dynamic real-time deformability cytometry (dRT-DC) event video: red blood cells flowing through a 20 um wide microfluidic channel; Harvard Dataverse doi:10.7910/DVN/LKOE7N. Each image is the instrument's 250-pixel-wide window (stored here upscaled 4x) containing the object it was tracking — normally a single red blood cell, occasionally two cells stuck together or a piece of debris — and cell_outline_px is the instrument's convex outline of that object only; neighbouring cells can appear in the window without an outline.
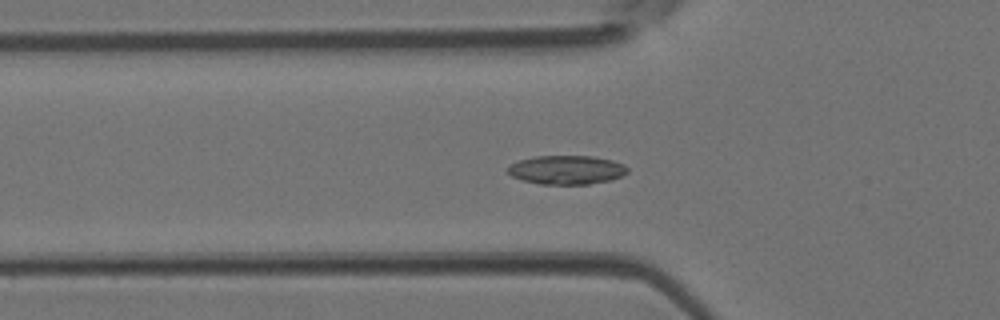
{"species": "Egyptian fruit bat (a non-hibernating species)", "species_latin": "Rousettus aegyptiacus", "temperature_condition": "room temperature", "stored_images_in_passage": 39, "camera_frame_rate_fps": 3000, "um_per_image_px": 0.085, "animal": {"sex": "female"}, "frame": {"image": 1, "passage_image": 7, "time_ms": 2.0, "image_size_px": [1000, 320], "cell_outline_px": [[628, 172], [612, 180], [588, 184], [540, 184], [524, 180], [512, 176], [508, 172], [508, 168], [512, 164], [520, 160], [536, 156], [592, 156], [612, 160], [624, 164], [628, 168]], "centroid_in_image_um": [48.2, 14.44], "position_along_channel_um": 77.6, "area_um2": 20.0}}
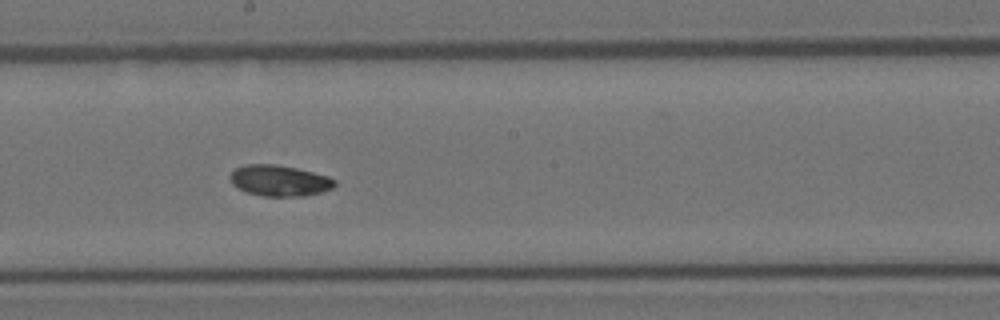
{"frame": {"image": 2, "passage_image": 17, "time_ms": 5.333, "image_size_px": [1000, 320], "cell_outline_px": [[336, 184], [332, 188], [320, 192], [304, 196], [264, 196], [248, 192], [232, 184], [228, 176], [236, 168], [244, 164], [276, 164], [296, 168], [328, 176], [336, 180]], "centroid_in_image_um": [23.74, 15.34], "position_along_channel_um": 224.5, "area_um2": 18.79}}
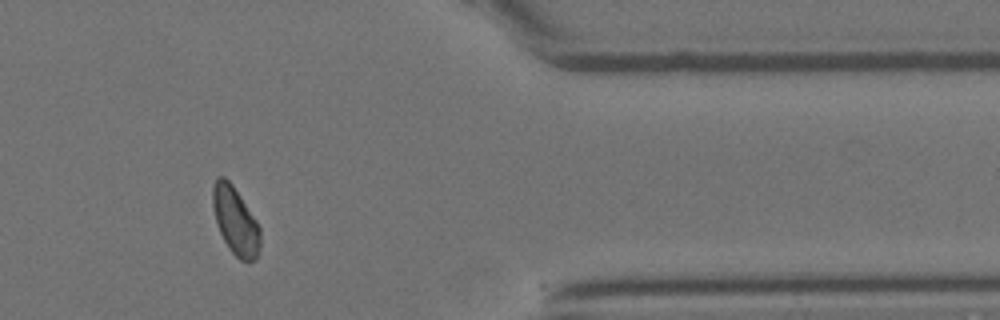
{"frame": {"image": 3, "passage_image": 30, "time_ms": 9.667, "image_size_px": [1000, 320], "cell_outline_px": [[260, 244], [256, 260], [248, 264], [240, 260], [228, 248], [216, 224], [212, 208], [212, 188], [216, 176], [224, 176], [232, 184], [256, 220], [260, 228]], "centroid_in_image_um": [19.99, 18.79], "position_along_channel_um": 391.4, "area_um2": 18.96}}